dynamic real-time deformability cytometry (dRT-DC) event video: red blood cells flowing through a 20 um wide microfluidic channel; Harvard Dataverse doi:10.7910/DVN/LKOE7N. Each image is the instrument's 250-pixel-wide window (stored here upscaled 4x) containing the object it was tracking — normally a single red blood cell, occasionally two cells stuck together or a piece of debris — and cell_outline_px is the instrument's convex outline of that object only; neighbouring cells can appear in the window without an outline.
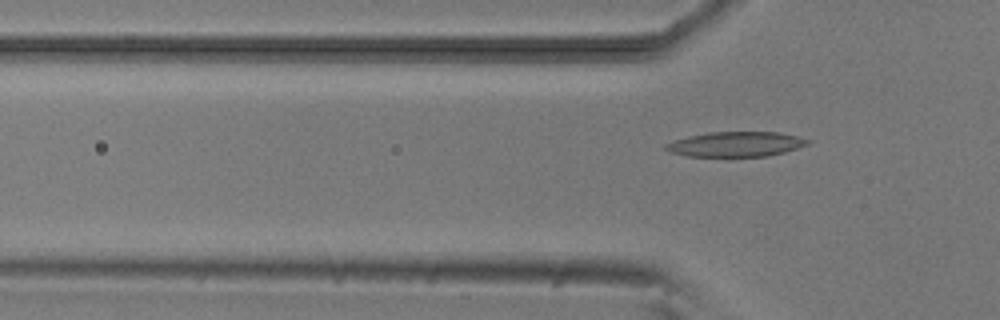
{"species": "common noctule bat (a hibernating species)", "species_latin": "Nyctalus noctula", "temperature_condition": "room temperature", "stored_images_in_passage": 2, "camera_frame_rate_fps": 3000, "um_per_image_px": 0.085, "animal": {"sex": "male", "body_mass_g": 20.5, "forearm_length_mm": 52.5}, "frame": {"image": 1, "passage_image": 2, "time_ms": 2.0, "image_size_px": [1000, 320], "cell_outline_px": [[812, 140], [808, 144], [784, 152], [768, 156], [684, 156], [668, 152], [664, 148], [664, 144], [688, 136], [708, 132], [780, 132]], "centroid_in_image_um": [62.52, 12.25], "position_along_channel_um": 63.3, "area_um2": 20.63}}